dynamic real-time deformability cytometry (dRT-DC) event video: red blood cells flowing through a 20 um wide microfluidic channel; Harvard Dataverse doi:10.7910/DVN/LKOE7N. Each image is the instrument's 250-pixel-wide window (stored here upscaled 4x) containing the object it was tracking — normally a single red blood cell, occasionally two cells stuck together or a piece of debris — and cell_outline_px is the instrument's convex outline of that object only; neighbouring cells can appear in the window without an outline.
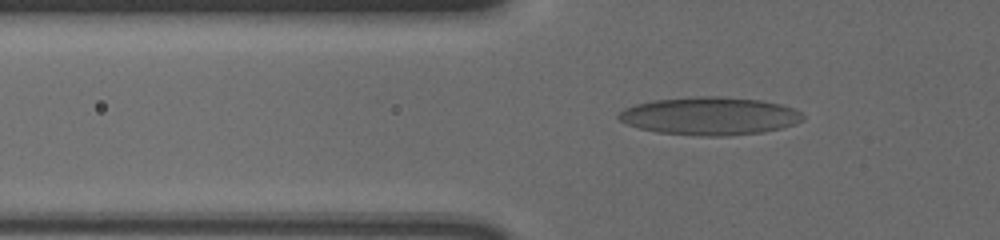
{"species": "human", "species_latin": "Homo sapiens", "temperature_condition": "cold", "stored_images_in_passage": 50, "camera_frame_rate_fps": 3000, "um_per_image_px": 0.085, "donor": {"sex": "male"}, "frame": {"image": 1, "passage_image": 15, "time_ms": 4.667, "image_size_px": [1000, 240], "cell_outline_px": [[804, 120], [780, 128], [760, 132], [724, 136], [700, 136], [656, 132], [640, 128], [628, 124], [620, 120], [616, 116], [624, 108], [636, 104], [652, 100], [692, 96], [720, 96], [760, 100], [780, 104], [792, 108], [800, 112], [804, 116]], "centroid_in_image_um": [60.3, 9.85], "position_along_channel_um": 65.5, "area_um2": 40.63}}
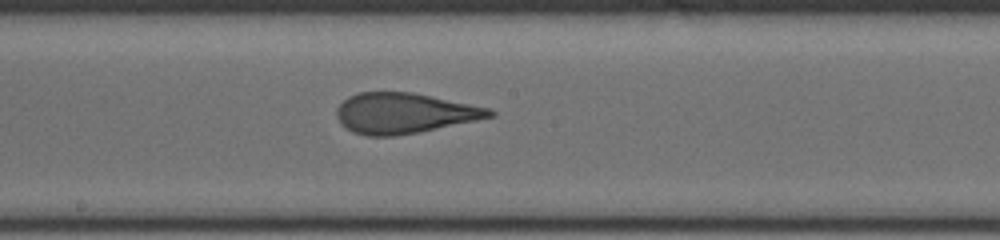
{"frame": {"image": 2, "passage_image": 28, "time_ms": 9.0, "image_size_px": [1000, 240], "cell_outline_px": [[496, 116], [420, 132], [392, 136], [368, 136], [352, 132], [344, 128], [340, 124], [336, 116], [336, 108], [348, 96], [360, 92], [412, 92], [432, 96], [488, 108], [496, 112]], "centroid_in_image_um": [34.32, 9.63], "position_along_channel_um": 213.9, "area_um2": 36.13}}
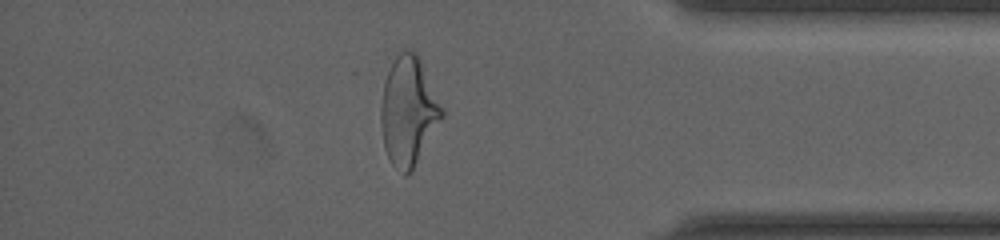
{"frame": {"image": 3, "passage_image": 45, "time_ms": 14.667, "image_size_px": [1000, 240], "cell_outline_px": [[444, 116], [412, 172], [408, 176], [404, 176], [392, 164], [384, 148], [380, 120], [380, 108], [384, 80], [396, 56], [404, 48], [408, 48], [416, 52], [420, 60], [444, 112]], "centroid_in_image_um": [34.7, 9.49], "position_along_channel_um": 400.5, "area_um2": 38.61}}